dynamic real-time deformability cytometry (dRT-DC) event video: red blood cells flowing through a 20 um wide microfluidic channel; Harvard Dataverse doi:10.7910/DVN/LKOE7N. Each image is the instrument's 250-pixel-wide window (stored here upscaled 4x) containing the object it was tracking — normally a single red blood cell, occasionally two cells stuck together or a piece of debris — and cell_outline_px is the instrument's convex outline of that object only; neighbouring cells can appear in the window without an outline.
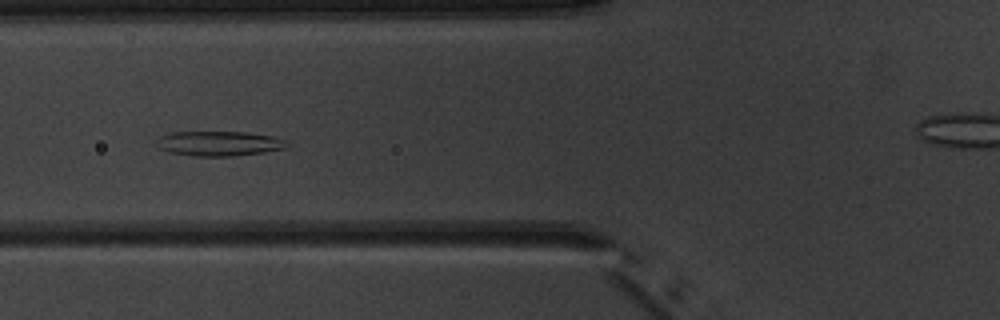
{"species": "common noctule bat (a hibernating species)", "species_latin": "Nyctalus noctula", "temperature_condition": "warm", "stored_images_in_passage": 8, "camera_frame_rate_fps": 3000, "um_per_image_px": 0.085, "animal": {"sex": "male", "body_mass_g": 20.1, "forearm_length_mm": 53.5}, "frame": {"image": 1, "passage_image": 4, "time_ms": 3.667, "image_size_px": [1000, 320], "cell_outline_px": [[288, 144], [284, 148], [264, 152], [232, 156], [192, 156], [168, 152], [160, 148], [156, 140], [160, 136], [172, 132], [244, 132], [272, 136], [288, 140]], "centroid_in_image_um": [18.61, 12.2], "position_along_channel_um": 107.2, "area_um2": 18.79}}
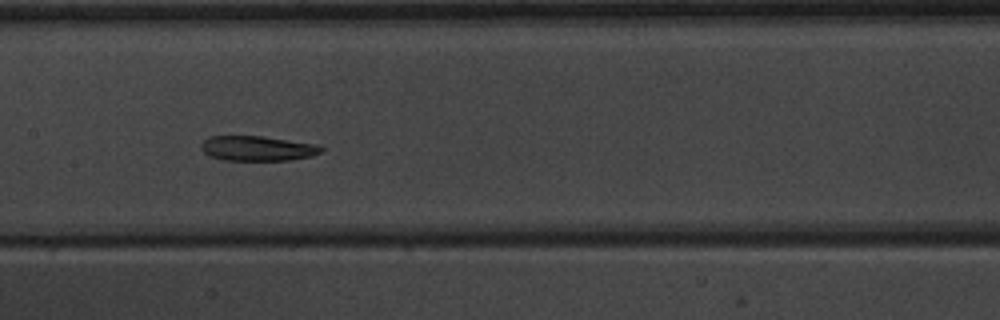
{"frame": {"image": 2, "passage_image": 6, "time_ms": 5.667, "image_size_px": [1000, 320], "cell_outline_px": [[324, 152], [312, 156], [288, 160], [224, 160], [208, 156], [200, 148], [200, 144], [208, 136], [264, 136], [316, 144], [324, 148]], "centroid_in_image_um": [21.88, 12.61], "position_along_channel_um": 185.5, "area_um2": 17.63}}
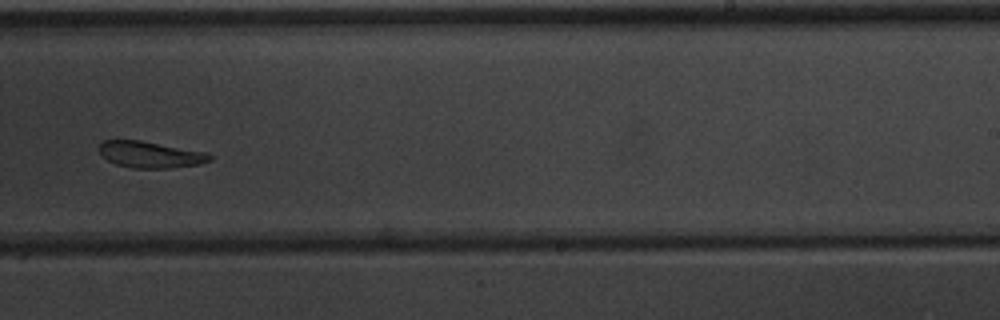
{"frame": {"image": 3, "passage_image": 8, "time_ms": 8.0, "image_size_px": [1000, 320], "cell_outline_px": [[212, 160], [200, 164], [168, 168], [132, 168], [116, 164], [108, 160], [100, 152], [100, 144], [104, 140], [140, 140], [208, 152], [212, 156]], "centroid_in_image_um": [12.82, 13.14], "position_along_channel_um": 276.2, "area_um2": 16.99}}